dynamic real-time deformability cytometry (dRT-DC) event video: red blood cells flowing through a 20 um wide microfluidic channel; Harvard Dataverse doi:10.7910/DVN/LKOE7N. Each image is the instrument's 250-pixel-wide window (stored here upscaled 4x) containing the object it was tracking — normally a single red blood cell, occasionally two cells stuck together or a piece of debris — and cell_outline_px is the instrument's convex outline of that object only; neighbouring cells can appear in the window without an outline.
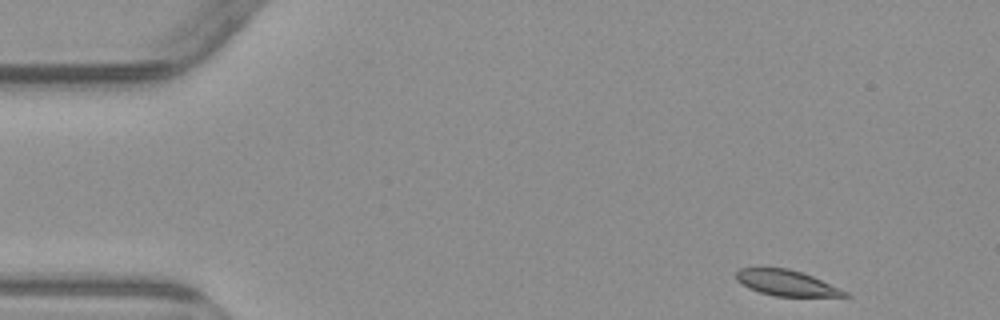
{"species": "common noctule bat (a hibernating species)", "species_latin": "Nyctalus noctula", "temperature_condition": "warm", "stored_images_in_passage": 5, "camera_frame_rate_fps": 3000, "um_per_image_px": 0.085, "animal": {"sex": "male", "body_mass_g": 23.1, "forearm_length_mm": 52.7}, "frame": {"image": 1, "passage_image": 1, "time_ms": 0.0, "image_size_px": [1000, 320], "cell_outline_px": [[848, 296], [772, 296], [748, 288], [736, 280], [736, 272], [740, 268], [788, 268], [804, 272], [840, 288], [848, 292]], "centroid_in_image_um": [66.83, 24.04], "position_along_channel_um": 18.2, "area_um2": 16.24}}
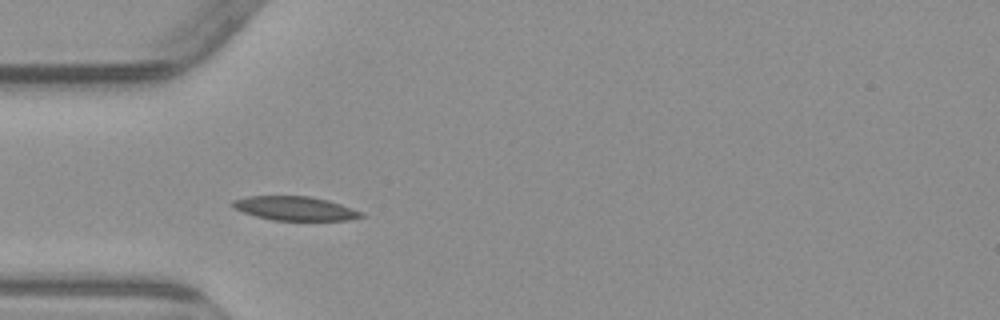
{"frame": {"image": 2, "passage_image": 4, "time_ms": 3.667, "image_size_px": [1000, 320], "cell_outline_px": [[364, 216], [348, 220], [272, 220], [256, 216], [232, 208], [228, 204], [232, 200], [244, 196], [312, 196], [328, 200], [364, 212]], "centroid_in_image_um": [25.03, 17.7], "position_along_channel_um": 60.0, "area_um2": 18.15}}
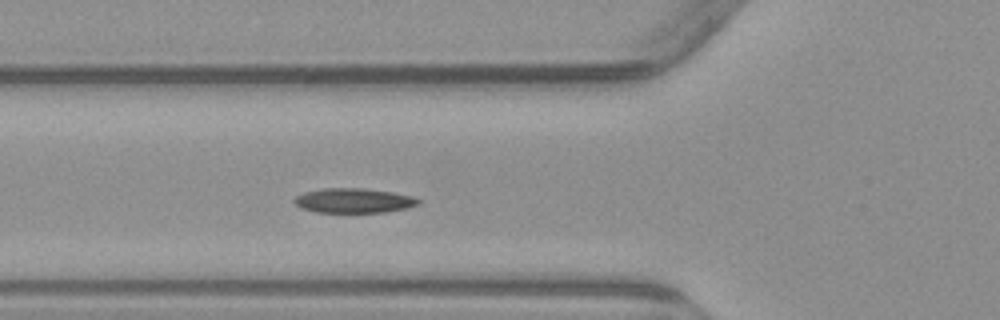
{"frame": {"image": 3, "passage_image": 5, "time_ms": 4.667, "image_size_px": [1000, 320], "cell_outline_px": [[420, 204], [408, 208], [384, 212], [316, 212], [300, 208], [292, 200], [296, 196], [304, 192], [324, 188], [364, 188], [392, 192], [412, 196], [420, 200]], "centroid_in_image_um": [30.06, 17.05], "position_along_channel_um": 95.7, "area_um2": 17.86}}